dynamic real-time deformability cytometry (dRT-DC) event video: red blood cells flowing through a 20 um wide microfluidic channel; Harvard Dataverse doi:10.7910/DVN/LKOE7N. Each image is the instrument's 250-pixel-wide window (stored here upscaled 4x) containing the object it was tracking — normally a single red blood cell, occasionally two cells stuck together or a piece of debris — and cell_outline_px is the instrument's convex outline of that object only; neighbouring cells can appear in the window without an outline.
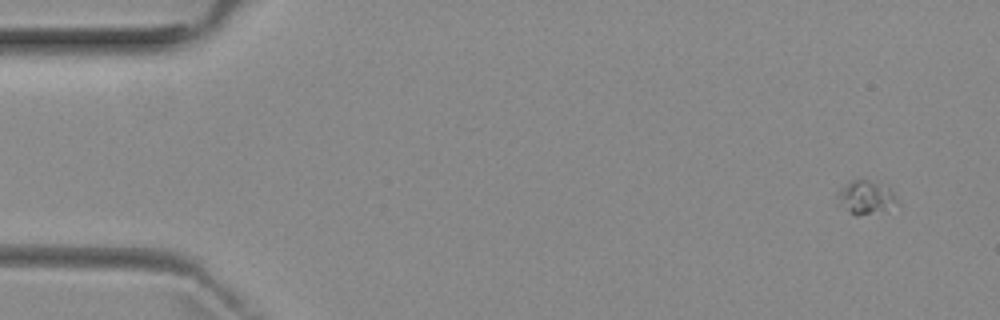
{"species": "common noctule bat (a hibernating species)", "species_latin": "Nyctalus noctula", "temperature_condition": "room temperature", "stored_images_in_passage": 5, "camera_frame_rate_fps": 3000, "um_per_image_px": 0.085, "animal": {"sex": "female", "body_mass_g": 29.2, "forearm_length_mm": 56.3}, "frame": {"image": 1, "passage_image": 1, "time_ms": 0.0, "image_size_px": [1000, 320], "cell_outline_px": [[900, 204], [856, 216], [836, 204], [836, 196], [852, 180], [868, 180], [888, 188], [892, 192]], "centroid_in_image_um": [73.55, 16.79], "position_along_channel_um": 11.5, "area_um2": 11.04}}
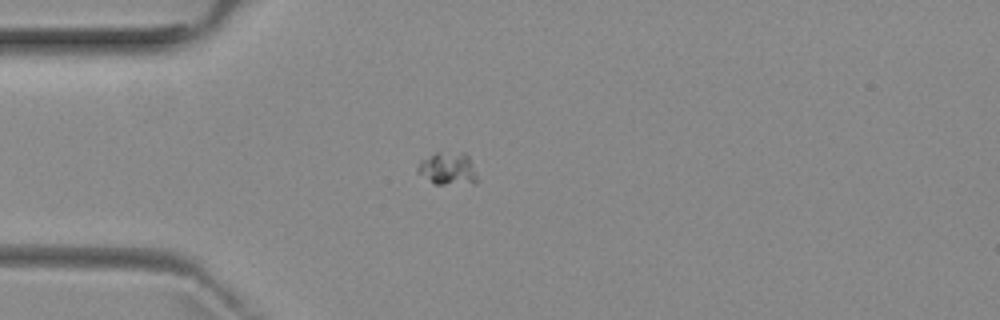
{"frame": {"image": 2, "passage_image": 4, "time_ms": 3.667, "image_size_px": [1000, 320], "cell_outline_px": [[476, 184], [436, 184], [416, 172], [416, 168], [420, 160], [436, 152], [464, 152], [468, 156], [476, 176]], "centroid_in_image_um": [38.03, 14.33], "position_along_channel_um": 47.0, "area_um2": 11.33}}